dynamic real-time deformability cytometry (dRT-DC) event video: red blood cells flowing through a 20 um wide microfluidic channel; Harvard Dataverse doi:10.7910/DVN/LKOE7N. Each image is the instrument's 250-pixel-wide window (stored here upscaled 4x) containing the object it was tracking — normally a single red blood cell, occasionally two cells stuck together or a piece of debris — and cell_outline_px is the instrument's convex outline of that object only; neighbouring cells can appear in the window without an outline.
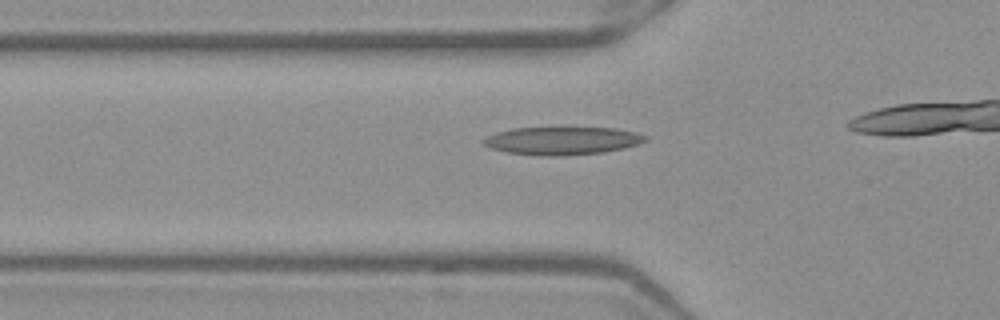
{"species": "Egyptian fruit bat (a non-hibernating species)", "species_latin": "Rousettus aegyptiacus", "temperature_condition": "warm", "stored_images_in_passage": 18, "camera_frame_rate_fps": 3000, "um_per_image_px": 0.085, "frame": {"image": 1, "passage_image": 13, "time_ms": 4.0, "image_size_px": [1000, 320], "cell_outline_px": [[648, 140], [640, 144], [624, 148], [604, 152], [564, 156], [540, 156], [504, 152], [492, 148], [484, 144], [480, 140], [496, 132], [512, 128], [616, 128], [636, 132], [648, 136]], "centroid_in_image_um": [47.81, 11.97], "position_along_channel_um": 78.0, "area_um2": 26.59}}
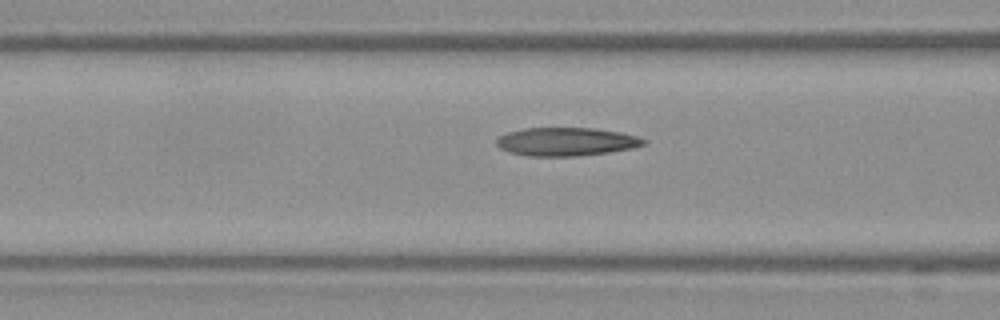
{"frame": {"image": 2, "passage_image": 16, "time_ms": 5.0, "image_size_px": [1000, 320], "cell_outline_px": [[648, 144], [632, 148], [608, 152], [576, 156], [528, 156], [508, 152], [500, 148], [496, 144], [496, 140], [500, 136], [508, 132], [524, 128], [592, 128], [620, 132], [636, 136], [648, 140]], "centroid_in_image_um": [48.14, 12.04], "position_along_channel_um": 118.5, "area_um2": 24.33}}